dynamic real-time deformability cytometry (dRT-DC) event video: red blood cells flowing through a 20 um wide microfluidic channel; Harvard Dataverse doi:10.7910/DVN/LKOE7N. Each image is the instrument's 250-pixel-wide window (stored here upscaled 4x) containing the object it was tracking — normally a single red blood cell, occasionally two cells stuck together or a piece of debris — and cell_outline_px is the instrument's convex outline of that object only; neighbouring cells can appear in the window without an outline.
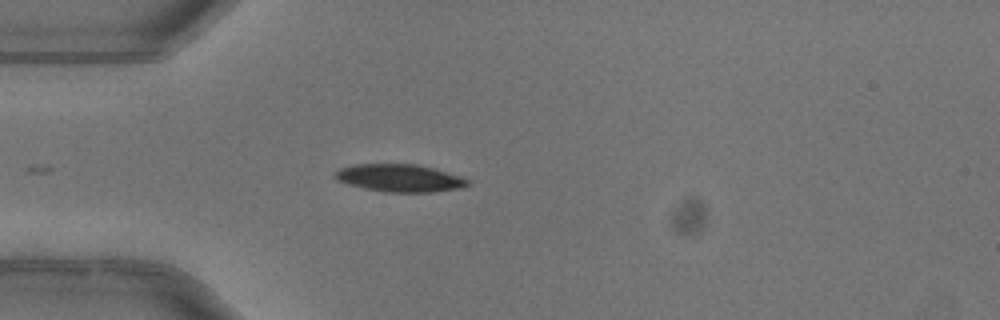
{"species": "common noctule bat (a hibernating species)", "species_latin": "Nyctalus noctula", "temperature_condition": "warm", "stored_images_in_passage": 1, "camera_frame_rate_fps": 3000, "um_per_image_px": 0.085, "animal": {"sex": "female"}, "frame": {"image": 1, "passage_image": 1, "time_ms": 0.0, "image_size_px": [1000, 320], "cell_outline_px": [[468, 184], [460, 188], [432, 192], [384, 192], [364, 188], [348, 184], [336, 180], [336, 172], [340, 168], [352, 164], [420, 164], [460, 176], [468, 180]], "centroid_in_image_um": [33.95, 15.13], "position_along_channel_um": 51.0, "area_um2": 21.21}}